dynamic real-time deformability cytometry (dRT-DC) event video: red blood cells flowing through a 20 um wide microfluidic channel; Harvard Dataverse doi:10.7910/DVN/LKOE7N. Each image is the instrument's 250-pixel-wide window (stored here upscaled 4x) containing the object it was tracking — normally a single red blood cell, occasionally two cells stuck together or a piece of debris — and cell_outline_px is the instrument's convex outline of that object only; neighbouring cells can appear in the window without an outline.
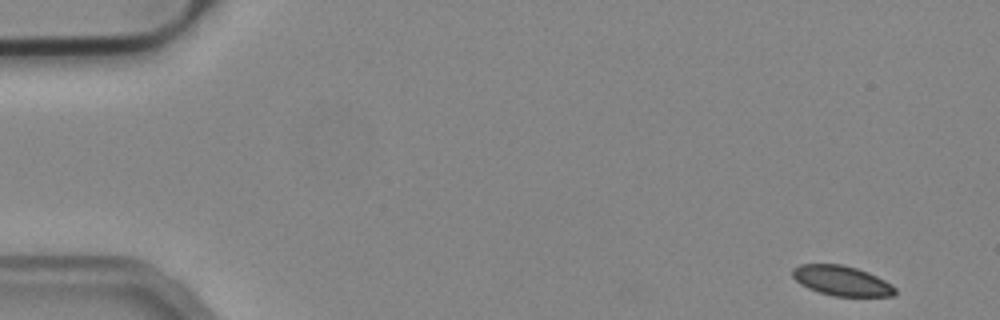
{"species": "common noctule bat (a hibernating species)", "species_latin": "Nyctalus noctula", "temperature_condition": "cold", "stored_images_in_passage": 51, "camera_frame_rate_fps": 3000, "um_per_image_px": 0.085, "animal": {"sex": "male", "body_mass_g": 19.2, "forearm_length_mm": 51.8}, "frame": {"image": 1, "passage_image": 1, "time_ms": 0.0, "image_size_px": [1000, 320], "cell_outline_px": [[896, 292], [892, 296], [832, 296], [808, 288], [800, 284], [792, 276], [792, 268], [800, 264], [844, 264], [868, 272], [892, 284], [896, 288]], "centroid_in_image_um": [71.53, 23.85], "position_along_channel_um": 13.5, "area_um2": 17.92}}
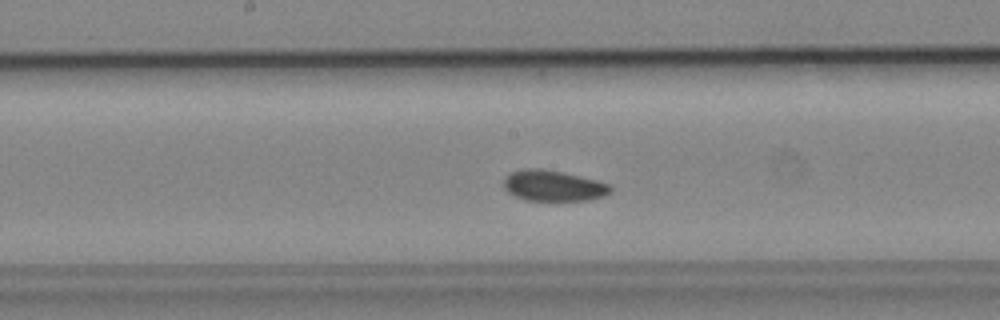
{"frame": {"image": 2, "passage_image": 26, "time_ms": 8.333, "image_size_px": [1000, 320], "cell_outline_px": [[612, 192], [604, 196], [588, 200], [524, 200], [508, 192], [504, 188], [504, 176], [520, 168], [540, 168], [580, 176], [596, 180], [608, 184], [612, 188]], "centroid_in_image_um": [47.01, 15.78], "position_along_channel_um": 201.2, "area_um2": 19.13}}
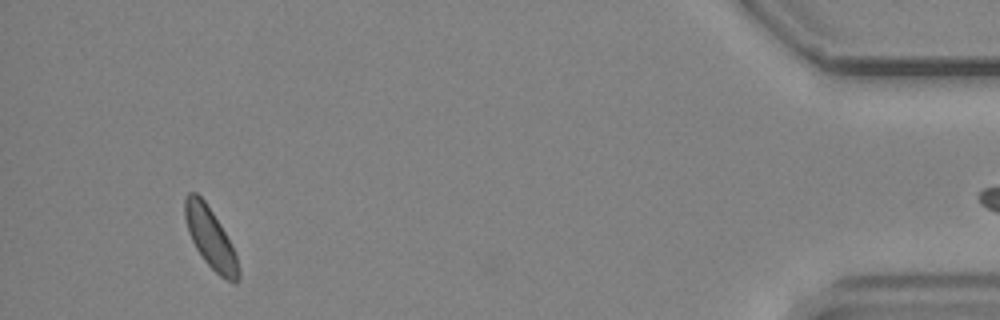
{"frame": {"image": 3, "passage_image": 49, "time_ms": 16.0, "image_size_px": [1000, 320], "cell_outline_px": [[240, 280], [228, 280], [220, 276], [204, 260], [196, 248], [188, 232], [184, 216], [184, 200], [188, 192], [196, 192], [204, 200], [220, 224], [232, 244], [236, 256], [240, 272]], "centroid_in_image_um": [17.87, 20.2], "position_along_channel_um": 417.3, "area_um2": 18.61}, "authors_computed_cell_mechanics": {"area_um2": 19.074, "velocity_mm_per_s": 3.7709, "shape_relaxation_time_tau1_ms": 4.7572, "shape_relaxation_time_tau2_ms": 5.63, "deformation_change_tau1": 0.059, "deformation_change_tau2": 0.0782}}